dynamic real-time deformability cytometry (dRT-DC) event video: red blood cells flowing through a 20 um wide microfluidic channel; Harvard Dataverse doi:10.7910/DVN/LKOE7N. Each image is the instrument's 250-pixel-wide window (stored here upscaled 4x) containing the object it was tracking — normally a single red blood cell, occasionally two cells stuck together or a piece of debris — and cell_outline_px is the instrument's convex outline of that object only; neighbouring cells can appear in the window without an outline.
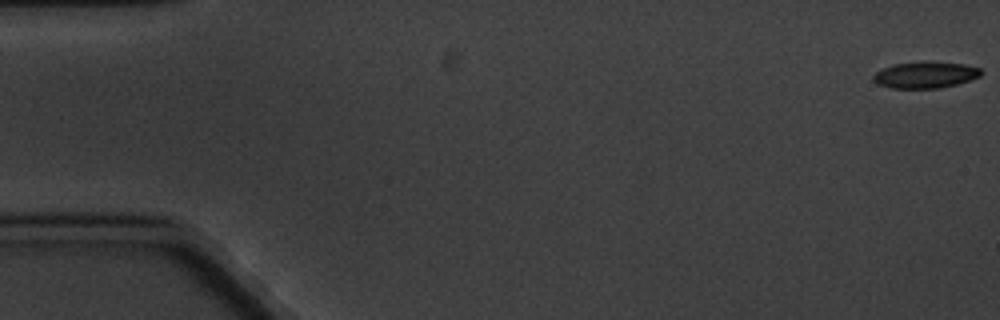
{"species": "common noctule bat (a hibernating species)", "species_latin": "Nyctalus noctula", "temperature_condition": "cold", "stored_images_in_passage": 7, "camera_frame_rate_fps": 3000, "um_per_image_px": 0.085, "animal": {"sex": "male", "body_mass_g": 20.1, "forearm_length_mm": 53.5}, "frame": {"image": 1, "passage_image": 1, "time_ms": 0.0, "image_size_px": [1000, 320], "cell_outline_px": [[980, 76], [956, 84], [940, 88], [892, 88], [876, 84], [872, 80], [872, 76], [876, 72], [884, 68], [896, 64], [924, 60], [964, 64], [980, 68]], "centroid_in_image_um": [78.61, 6.35], "position_along_channel_um": 6.4, "area_um2": 16.65}}
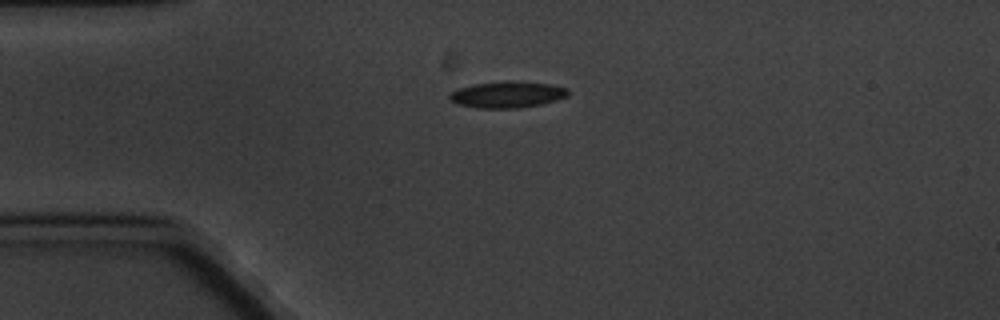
{"frame": {"image": 2, "passage_image": 5, "time_ms": 4.667, "image_size_px": [1000, 320], "cell_outline_px": [[568, 96], [556, 100], [540, 104], [516, 108], [476, 108], [456, 104], [448, 96], [452, 92], [460, 88], [472, 84], [504, 80], [520, 80], [552, 84], [568, 88]], "centroid_in_image_um": [43.14, 8.01], "position_along_channel_um": 41.9, "area_um2": 18.5}}